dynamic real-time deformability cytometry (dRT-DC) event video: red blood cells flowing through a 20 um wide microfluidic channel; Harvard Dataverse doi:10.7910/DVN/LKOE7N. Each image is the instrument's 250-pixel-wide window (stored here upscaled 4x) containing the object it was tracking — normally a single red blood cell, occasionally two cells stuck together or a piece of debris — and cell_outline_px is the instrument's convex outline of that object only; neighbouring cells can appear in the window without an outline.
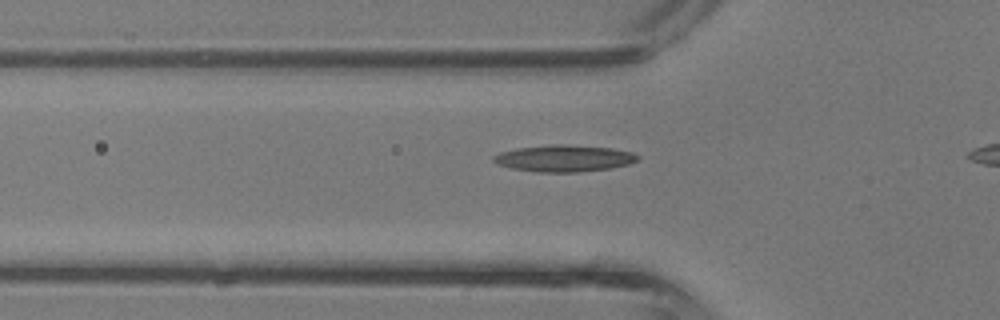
{"species": "common noctule bat (a hibernating species)", "species_latin": "Nyctalus noctula", "temperature_condition": "room temperature", "stored_images_in_passage": 35, "camera_frame_rate_fps": 3000, "um_per_image_px": 0.085, "animal": {"sex": "male", "body_mass_g": 13.3}, "frame": {"image": 1, "passage_image": 14, "time_ms": 4.333, "image_size_px": [1000, 320], "cell_outline_px": [[640, 160], [628, 164], [608, 168], [580, 172], [536, 172], [512, 168], [500, 164], [492, 160], [492, 156], [500, 152], [516, 148], [556, 144], [564, 144], [612, 148], [632, 152], [640, 156]], "centroid_in_image_um": [47.96, 13.45], "position_along_channel_um": 77.8, "area_um2": 22.37}}
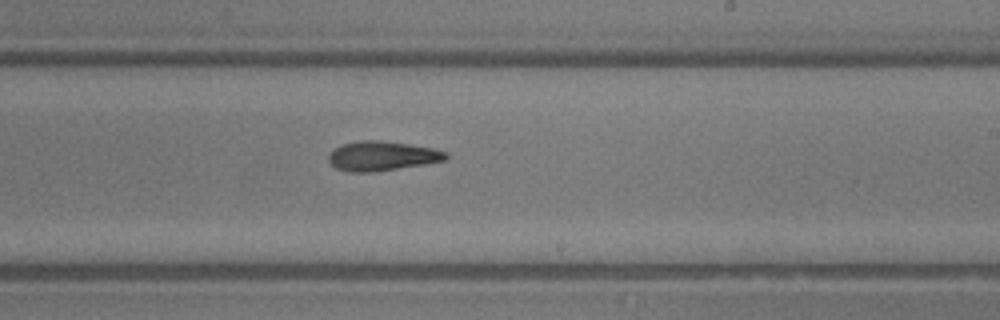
{"frame": {"image": 2, "passage_image": 25, "time_ms": 8.0, "image_size_px": [1000, 320], "cell_outline_px": [[448, 160], [424, 164], [372, 172], [348, 172], [336, 168], [328, 160], [328, 156], [340, 144], [360, 140], [380, 140], [408, 144], [432, 148], [448, 152]], "centroid_in_image_um": [32.48, 13.25], "position_along_channel_um": 256.5, "area_um2": 20.11}}
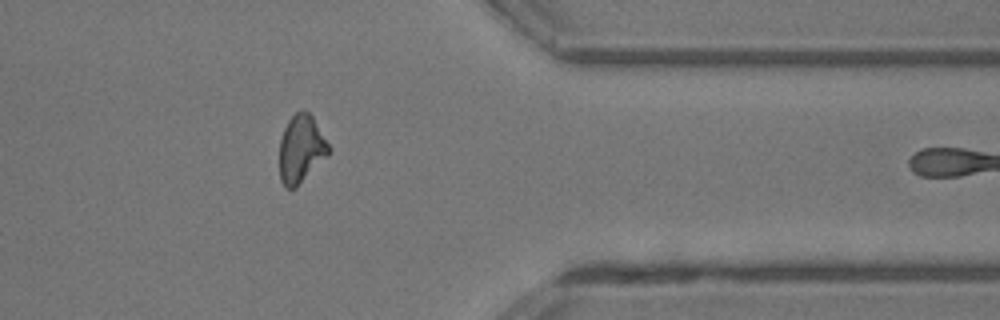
{"frame": {"image": 3, "passage_image": 34, "time_ms": 11.0, "image_size_px": [1000, 320], "cell_outline_px": [[332, 152], [296, 188], [284, 188], [280, 180], [280, 140], [284, 128], [288, 120], [296, 112], [308, 112], [312, 116], [332, 148]], "centroid_in_image_um": [25.62, 12.69], "position_along_channel_um": 385.8, "area_um2": 19.59}}